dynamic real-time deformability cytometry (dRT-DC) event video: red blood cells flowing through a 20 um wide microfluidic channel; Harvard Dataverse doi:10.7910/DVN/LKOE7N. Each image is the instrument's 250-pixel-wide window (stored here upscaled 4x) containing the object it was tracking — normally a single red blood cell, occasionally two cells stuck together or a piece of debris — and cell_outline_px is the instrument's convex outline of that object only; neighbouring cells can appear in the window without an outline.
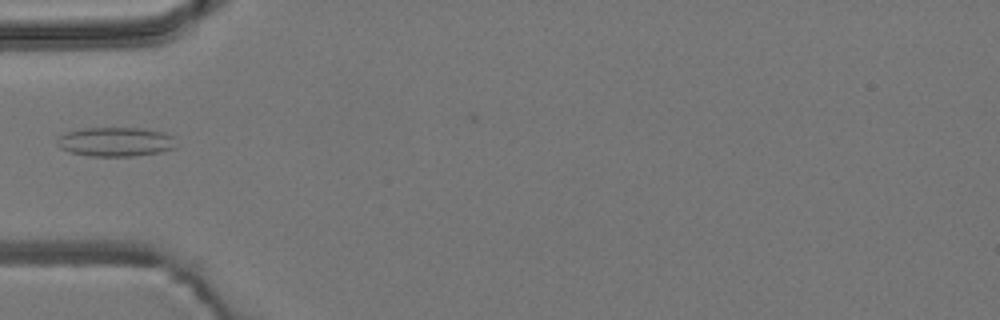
{"species": "common noctule bat (a hibernating species)", "species_latin": "Nyctalus noctula", "temperature_condition": "room temperature", "stored_images_in_passage": 1, "camera_frame_rate_fps": 3000, "um_per_image_px": 0.085, "animal": {"sex": "male", "body_mass_g": 19.2, "forearm_length_mm": 51.8}, "frame": {"image": 1, "passage_image": 1, "time_ms": 0.0, "image_size_px": [1000, 320], "cell_outline_px": [[176, 148], [160, 152], [132, 156], [88, 156], [72, 152], [60, 148], [56, 144], [56, 140], [64, 132], [84, 128], [144, 128], [164, 132], [172, 136]], "centroid_in_image_um": [9.81, 12.05], "position_along_channel_um": 75.2, "area_um2": 20.35}}